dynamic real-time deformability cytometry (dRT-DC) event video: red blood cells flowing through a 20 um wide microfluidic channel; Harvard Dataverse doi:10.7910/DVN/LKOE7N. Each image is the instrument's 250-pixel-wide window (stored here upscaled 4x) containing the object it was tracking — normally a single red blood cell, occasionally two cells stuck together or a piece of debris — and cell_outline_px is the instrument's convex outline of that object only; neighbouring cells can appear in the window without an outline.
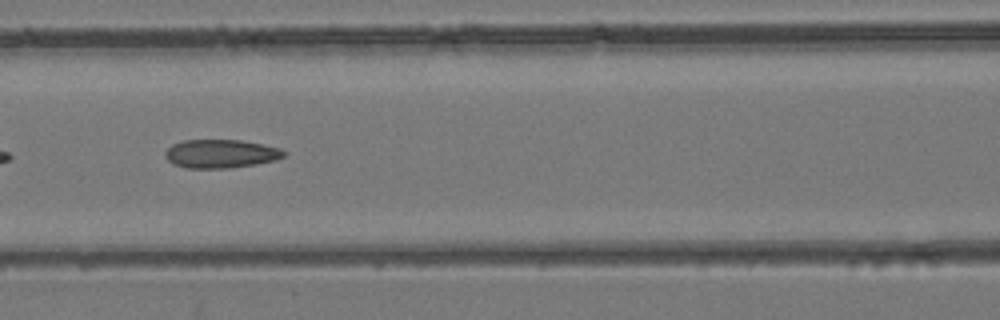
{"species": "common noctule bat (a hibernating species)", "species_latin": "Nyctalus noctula", "temperature_condition": "room temperature", "stored_images_in_passage": 4, "camera_frame_rate_fps": 3000, "um_per_image_px": 0.085, "animal": {"sex": "female", "body_mass_g": 24.6, "forearm_length_mm": 56.2}, "frame": {"image": 1, "passage_image": 4, "time_ms": 3.333, "image_size_px": [1000, 320], "cell_outline_px": [[284, 156], [276, 160], [256, 164], [228, 168], [188, 168], [172, 164], [164, 156], [164, 152], [172, 144], [184, 140], [240, 140], [280, 148], [284, 152]], "centroid_in_image_um": [18.72, 13.07], "position_along_channel_um": 147.9, "area_um2": 19.65}}